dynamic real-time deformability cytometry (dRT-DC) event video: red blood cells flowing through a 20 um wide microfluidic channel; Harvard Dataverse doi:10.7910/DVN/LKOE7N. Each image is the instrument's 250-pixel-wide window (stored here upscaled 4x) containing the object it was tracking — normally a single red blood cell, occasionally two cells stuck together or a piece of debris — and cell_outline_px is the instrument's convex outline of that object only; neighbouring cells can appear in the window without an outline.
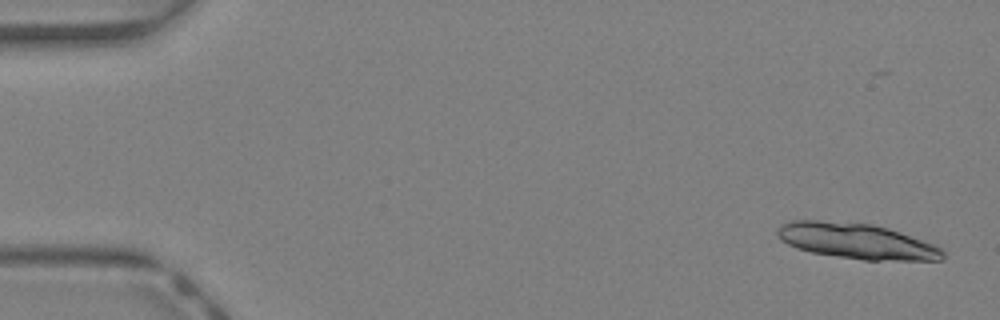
{"species": "Egyptian fruit bat (a non-hibernating species)", "species_latin": "Rousettus aegyptiacus", "temperature_condition": "warm", "stored_images_in_passage": 11, "camera_frame_rate_fps": 3000, "um_per_image_px": 0.085, "animal": {"sex": "female"}, "frame": {"image": 1, "passage_image": 2, "time_ms": 0.333, "image_size_px": [1000, 320], "cell_outline_px": [[944, 260], [864, 260], [812, 252], [796, 248], [788, 244], [776, 232], [776, 228], [780, 224], [792, 220], [820, 220], [872, 224], [888, 228], [900, 232], [932, 244], [940, 248], [944, 252]], "centroid_in_image_um": [72.79, 20.48], "position_along_channel_um": 12.2, "area_um2": 33.99}}